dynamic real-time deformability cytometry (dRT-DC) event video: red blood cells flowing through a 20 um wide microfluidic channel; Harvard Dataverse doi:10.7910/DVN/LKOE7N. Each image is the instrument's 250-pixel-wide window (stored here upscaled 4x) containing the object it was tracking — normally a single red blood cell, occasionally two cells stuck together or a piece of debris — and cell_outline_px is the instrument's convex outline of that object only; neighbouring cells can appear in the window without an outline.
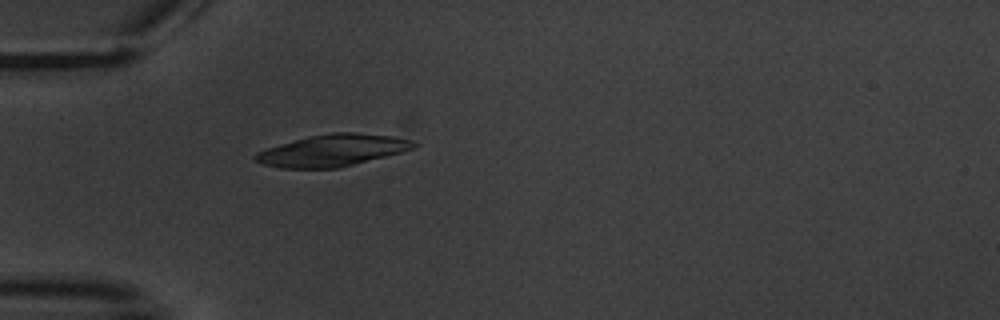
{"species": "common noctule bat (a hibernating species)", "species_latin": "Nyctalus noctula", "temperature_condition": "warm", "stored_images_in_passage": 5, "camera_frame_rate_fps": 3000, "um_per_image_px": 0.085, "animal": {"sex": "male", "body_mass_g": 20.1, "forearm_length_mm": 53.5}, "frame": {"image": 1, "passage_image": 5, "time_ms": 5.667, "image_size_px": [1000, 320], "cell_outline_px": [[420, 144], [416, 148], [336, 168], [280, 168], [260, 164], [252, 156], [256, 152], [268, 148], [308, 136], [332, 132], [352, 132], [392, 136], [412, 140]], "centroid_in_image_um": [28.25, 12.78], "position_along_channel_um": 56.8, "area_um2": 29.07}}